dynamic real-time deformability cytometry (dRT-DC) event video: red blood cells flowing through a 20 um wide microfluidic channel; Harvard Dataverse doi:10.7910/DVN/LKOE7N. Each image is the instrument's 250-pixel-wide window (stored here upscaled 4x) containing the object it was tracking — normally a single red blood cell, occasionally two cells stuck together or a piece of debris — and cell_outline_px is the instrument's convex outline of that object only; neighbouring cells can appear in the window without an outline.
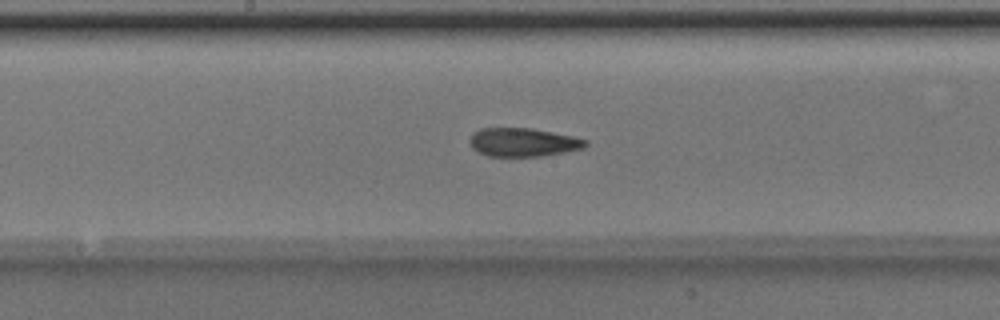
{"species": "Egyptian fruit bat (a non-hibernating species)", "species_latin": "Rousettus aegyptiacus", "temperature_condition": "room temperature", "stored_images_in_passage": 50, "camera_frame_rate_fps": 3000, "um_per_image_px": 0.085, "animal": {"sex": "male"}, "frame": {"image": 1, "passage_image": 27, "time_ms": 8.667, "image_size_px": [1000, 320], "cell_outline_px": [[588, 144], [584, 148], [544, 156], [488, 156], [476, 152], [472, 148], [472, 136], [480, 128], [532, 128], [572, 136], [588, 140]], "centroid_in_image_um": [44.5, 12.1], "position_along_channel_um": 203.7, "area_um2": 19.13}}
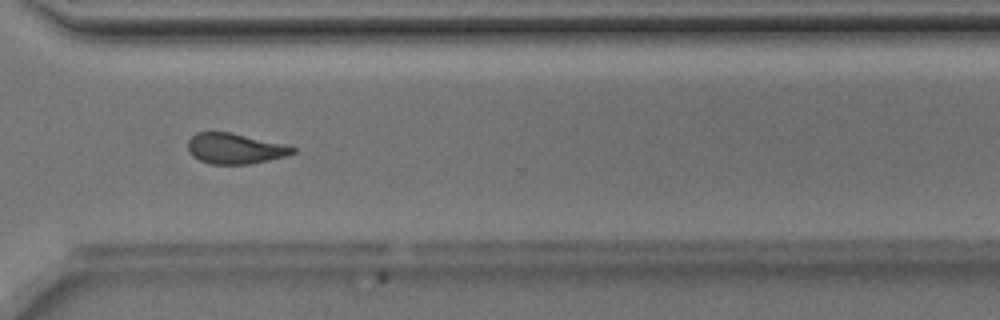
{"frame": {"image": 2, "passage_image": 38, "time_ms": 12.333, "image_size_px": [1000, 320], "cell_outline_px": [[296, 152], [284, 156], [268, 160], [248, 164], [212, 164], [200, 160], [192, 156], [188, 152], [188, 140], [196, 132], [228, 132], [284, 144], [296, 148]], "centroid_in_image_um": [19.94, 12.63], "position_along_channel_um": 350.7, "area_um2": 18.44}}
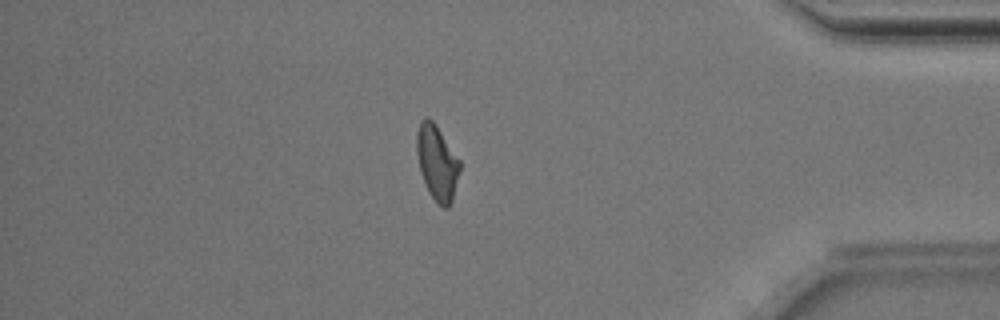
{"frame": {"image": 3, "passage_image": 44, "time_ms": 14.333, "image_size_px": [1000, 320], "cell_outline_px": [[460, 172], [452, 200], [448, 208], [444, 208], [436, 204], [428, 192], [420, 172], [416, 152], [416, 132], [420, 120], [424, 116], [428, 116], [432, 120], [460, 160]], "centroid_in_image_um": [37.13, 13.83], "position_along_channel_um": 398.1, "area_um2": 19.07}}